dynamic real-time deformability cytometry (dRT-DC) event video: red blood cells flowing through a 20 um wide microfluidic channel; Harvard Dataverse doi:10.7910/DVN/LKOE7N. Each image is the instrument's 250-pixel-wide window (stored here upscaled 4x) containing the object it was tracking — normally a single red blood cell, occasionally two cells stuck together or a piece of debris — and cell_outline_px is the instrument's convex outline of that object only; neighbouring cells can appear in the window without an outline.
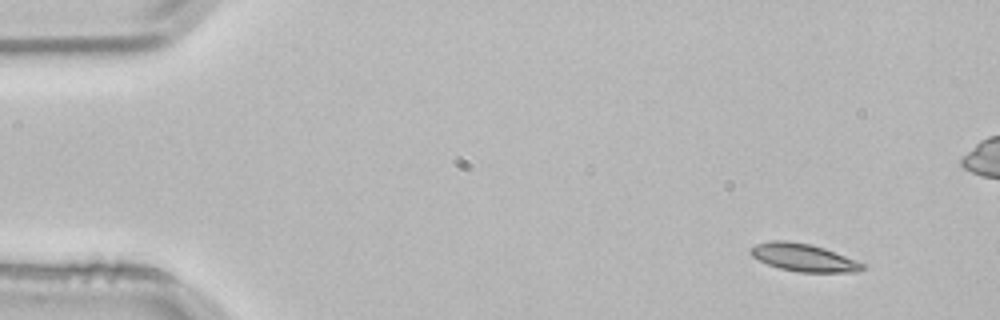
{"species": "common noctule bat (a hibernating species)", "species_latin": "Nyctalus noctula", "temperature_condition": "room temperature", "stored_images_in_passage": 4, "camera_frame_rate_fps": 3000, "um_per_image_px": 0.085, "animal": {"sex": "male", "body_mass_g": 21.5, "forearm_length_mm": 52.0}, "frame": {"image": 1, "passage_image": 1, "time_ms": 0.0, "image_size_px": [1000, 320], "cell_outline_px": [[868, 268], [860, 272], [800, 272], [780, 268], [768, 264], [752, 256], [748, 252], [756, 244], [772, 240], [784, 240], [808, 244], [824, 248], [864, 264]], "centroid_in_image_um": [68.32, 21.9], "position_along_channel_um": 16.7, "area_um2": 17.8}}